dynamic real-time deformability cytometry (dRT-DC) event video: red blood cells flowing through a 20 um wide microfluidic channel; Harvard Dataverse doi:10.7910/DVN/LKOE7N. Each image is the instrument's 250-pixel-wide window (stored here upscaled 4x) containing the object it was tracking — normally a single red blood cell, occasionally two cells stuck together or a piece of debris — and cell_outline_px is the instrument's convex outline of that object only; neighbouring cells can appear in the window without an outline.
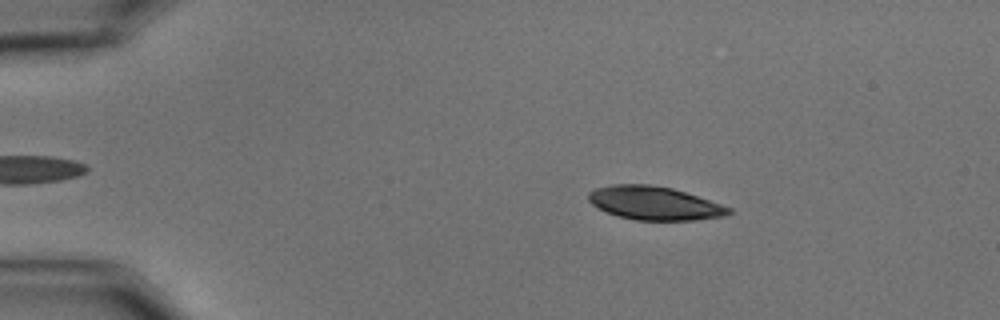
{"species": "common noctule bat (a hibernating species)", "species_latin": "Nyctalus noctula", "temperature_condition": "cold", "stored_images_in_passage": 57, "camera_frame_rate_fps": 3000, "um_per_image_px": 0.085, "animal": {"sex": "male", "body_mass_g": 15.6}, "frame": {"image": 1, "passage_image": 10, "time_ms": 3.0, "image_size_px": [1000, 320], "cell_outline_px": [[732, 212], [724, 216], [696, 220], [636, 220], [604, 212], [592, 204], [588, 200], [588, 192], [596, 188], [612, 184], [648, 184], [672, 188], [732, 208]], "centroid_in_image_um": [55.59, 17.27], "position_along_channel_um": 29.4, "area_um2": 27.22}}
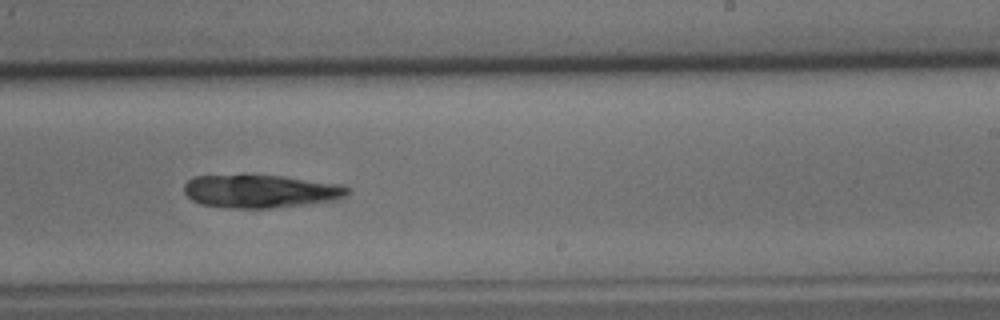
{"frame": {"image": 2, "passage_image": 36, "time_ms": 11.667, "image_size_px": [1000, 320], "cell_outline_px": [[348, 192], [344, 196], [336, 200], [268, 208], [224, 208], [200, 204], [192, 200], [184, 192], [184, 184], [192, 176], [244, 172], [284, 176], [344, 184], [348, 188]], "centroid_in_image_um": [22.07, 16.2], "position_along_channel_um": 266.9, "area_um2": 32.66}}
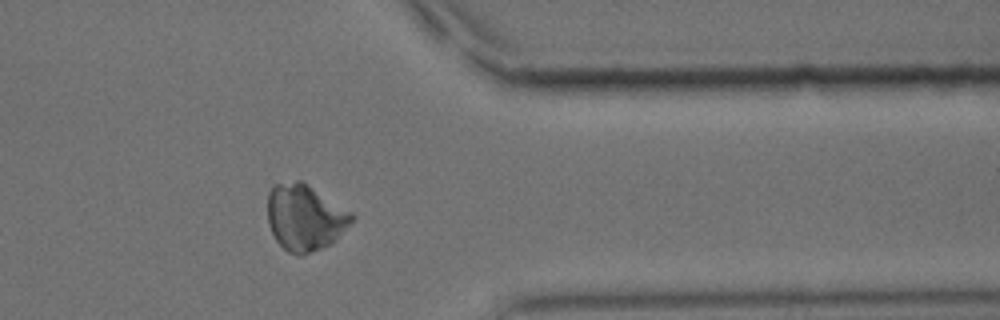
{"frame": {"image": 3, "passage_image": 47, "time_ms": 15.333, "image_size_px": [1000, 320], "cell_outline_px": [[356, 216], [336, 240], [332, 244], [308, 252], [288, 252], [276, 240], [268, 224], [268, 192], [272, 184], [296, 180], [300, 180], [308, 184], [352, 212]], "centroid_in_image_um": [25.91, 18.43], "position_along_channel_um": 385.5, "area_um2": 32.25}}